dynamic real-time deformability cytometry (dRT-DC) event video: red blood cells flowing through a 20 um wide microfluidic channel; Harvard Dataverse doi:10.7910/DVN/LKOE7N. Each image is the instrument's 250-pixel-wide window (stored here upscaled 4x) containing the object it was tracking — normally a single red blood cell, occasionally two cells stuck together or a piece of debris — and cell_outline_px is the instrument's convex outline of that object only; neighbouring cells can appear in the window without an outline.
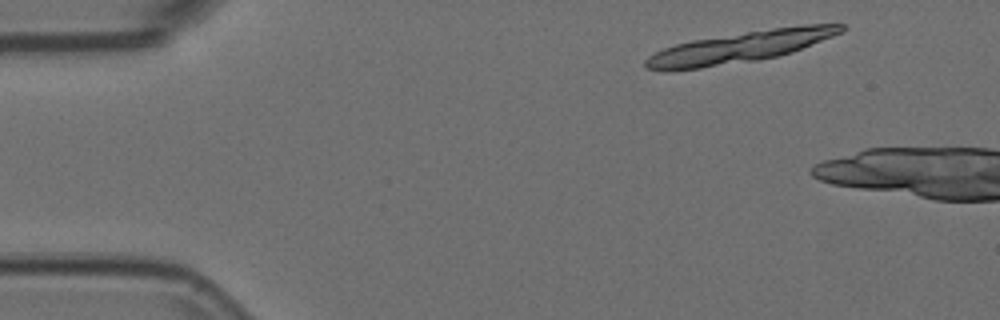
{"species": "Egyptian fruit bat (a non-hibernating species)", "species_latin": "Rousettus aegyptiacus", "temperature_condition": "room temperature", "stored_images_in_passage": 3, "camera_frame_rate_fps": 3000, "um_per_image_px": 0.085, "animal": {"sex": "female"}, "frame": {"image": 1, "passage_image": 1, "time_ms": 0.0, "image_size_px": [1000, 320], "cell_outline_px": [[844, 32], [792, 52], [776, 56], [756, 60], [700, 68], [664, 72], [648, 68], [644, 64], [644, 60], [648, 56], [664, 48], [676, 44], [692, 40], [772, 28], [800, 24], [844, 24]], "centroid_in_image_um": [62.9, 4.0], "position_along_channel_um": 22.1, "area_um2": 35.43}}